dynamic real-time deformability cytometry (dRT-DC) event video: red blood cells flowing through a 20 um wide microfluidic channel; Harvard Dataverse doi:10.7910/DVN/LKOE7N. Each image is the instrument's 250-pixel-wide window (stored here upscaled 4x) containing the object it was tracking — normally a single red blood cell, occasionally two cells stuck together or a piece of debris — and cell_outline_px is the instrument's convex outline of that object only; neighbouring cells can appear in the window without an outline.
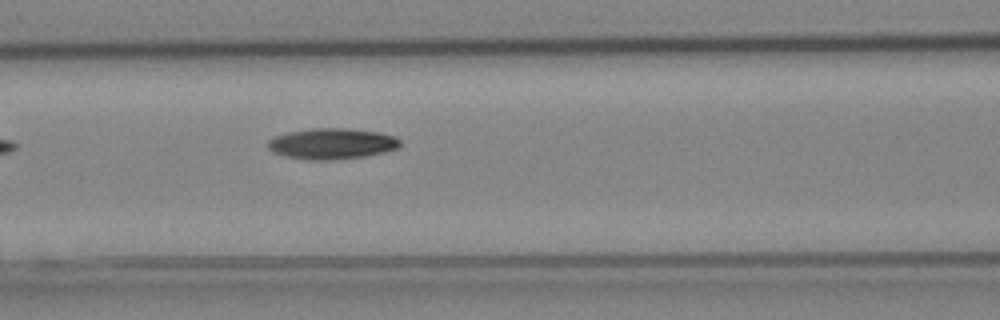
{"species": "Egyptian fruit bat (a non-hibernating species)", "species_latin": "Rousettus aegyptiacus", "temperature_condition": "cold", "stored_images_in_passage": 6, "camera_frame_rate_fps": 3000, "um_per_image_px": 0.085, "animal": {"sex": "female"}, "frame": {"image": 1, "passage_image": 6, "time_ms": 1.667, "image_size_px": [1000, 320], "cell_outline_px": [[400, 144], [396, 148], [384, 152], [364, 156], [328, 160], [308, 160], [288, 156], [272, 152], [268, 148], [268, 140], [276, 136], [288, 132], [312, 128], [348, 128], [380, 132], [396, 136], [400, 140]], "centroid_in_image_um": [28.22, 12.2], "position_along_channel_um": 138.4, "area_um2": 23.7}}